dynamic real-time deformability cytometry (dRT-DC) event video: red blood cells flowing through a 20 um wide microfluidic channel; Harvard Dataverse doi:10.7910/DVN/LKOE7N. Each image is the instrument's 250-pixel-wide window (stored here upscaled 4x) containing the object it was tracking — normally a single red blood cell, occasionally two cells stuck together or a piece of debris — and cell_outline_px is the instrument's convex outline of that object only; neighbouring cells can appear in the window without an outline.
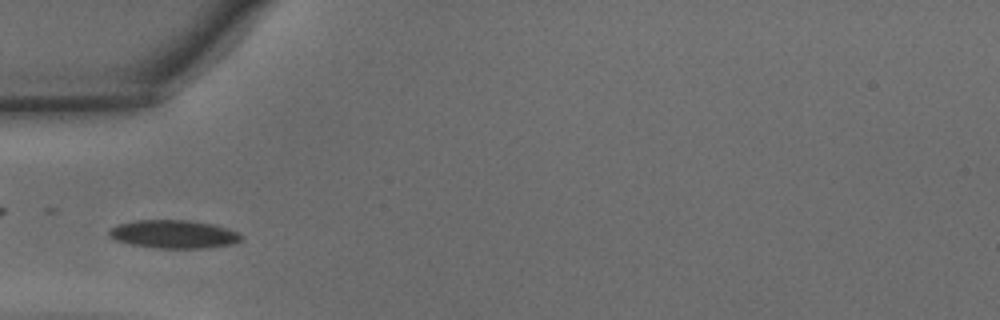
{"species": "common noctule bat (a hibernating species)", "species_latin": "Nyctalus noctula", "temperature_condition": "warm", "stored_images_in_passage": 11, "camera_frame_rate_fps": 3000, "um_per_image_px": 0.085, "animal": {"sex": "male", "body_mass_g": 15.6}, "frame": {"image": 1, "passage_image": 7, "time_ms": 2.0, "image_size_px": [1000, 320], "cell_outline_px": [[244, 236], [240, 240], [232, 244], [208, 248], [156, 248], [128, 244], [116, 240], [108, 236], [108, 232], [116, 224], [136, 220], [192, 220], [212, 224], [236, 232]], "centroid_in_image_um": [14.73, 19.91], "position_along_channel_um": 70.3, "area_um2": 21.79}}
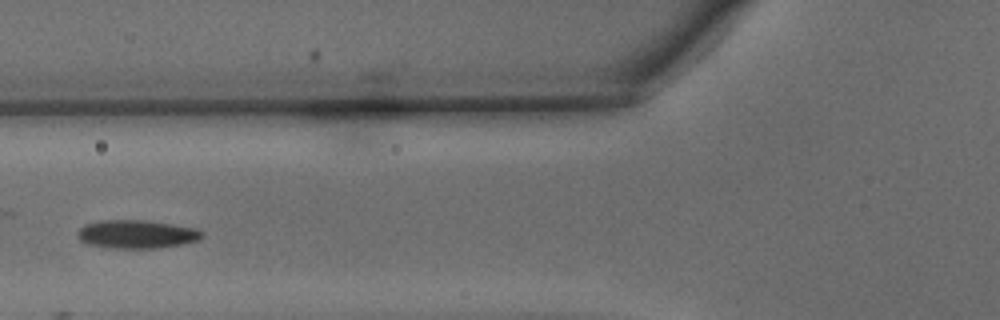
{"frame": {"image": 2, "passage_image": 10, "time_ms": 3.0, "image_size_px": [1000, 320], "cell_outline_px": [[204, 236], [196, 240], [180, 244], [160, 248], [112, 248], [88, 244], [80, 240], [76, 236], [76, 232], [84, 224], [100, 220], [144, 220], [172, 224], [196, 228], [204, 232]], "centroid_in_image_um": [11.58, 19.9], "position_along_channel_um": 114.2, "area_um2": 20.63}}